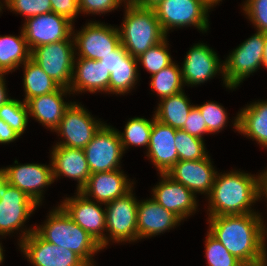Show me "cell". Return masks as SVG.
Wrapping results in <instances>:
<instances>
[{
	"instance_id": "6da1fadb",
	"label": "cell",
	"mask_w": 267,
	"mask_h": 266,
	"mask_svg": "<svg viewBox=\"0 0 267 266\" xmlns=\"http://www.w3.org/2000/svg\"><path fill=\"white\" fill-rule=\"evenodd\" d=\"M262 217L260 213L208 216V230L245 266H259L267 246V226Z\"/></svg>"
},
{
	"instance_id": "7a4b0ae2",
	"label": "cell",
	"mask_w": 267,
	"mask_h": 266,
	"mask_svg": "<svg viewBox=\"0 0 267 266\" xmlns=\"http://www.w3.org/2000/svg\"><path fill=\"white\" fill-rule=\"evenodd\" d=\"M263 198L262 172L258 175L240 172L218 173L208 197L209 216L259 213L252 205Z\"/></svg>"
},
{
	"instance_id": "3957f363",
	"label": "cell",
	"mask_w": 267,
	"mask_h": 266,
	"mask_svg": "<svg viewBox=\"0 0 267 266\" xmlns=\"http://www.w3.org/2000/svg\"><path fill=\"white\" fill-rule=\"evenodd\" d=\"M34 231L47 242L75 252L89 266H95L92 257L102 250L100 244L76 224L59 204Z\"/></svg>"
},
{
	"instance_id": "277c9868",
	"label": "cell",
	"mask_w": 267,
	"mask_h": 266,
	"mask_svg": "<svg viewBox=\"0 0 267 266\" xmlns=\"http://www.w3.org/2000/svg\"><path fill=\"white\" fill-rule=\"evenodd\" d=\"M123 23L118 28L121 44L137 58L150 47L168 37L152 8L125 5Z\"/></svg>"
},
{
	"instance_id": "5b68a950",
	"label": "cell",
	"mask_w": 267,
	"mask_h": 266,
	"mask_svg": "<svg viewBox=\"0 0 267 266\" xmlns=\"http://www.w3.org/2000/svg\"><path fill=\"white\" fill-rule=\"evenodd\" d=\"M214 6L208 0H162L152 9L166 35L171 29L194 26L205 33L209 12Z\"/></svg>"
},
{
	"instance_id": "8992f818",
	"label": "cell",
	"mask_w": 267,
	"mask_h": 266,
	"mask_svg": "<svg viewBox=\"0 0 267 266\" xmlns=\"http://www.w3.org/2000/svg\"><path fill=\"white\" fill-rule=\"evenodd\" d=\"M266 34L256 30L236 49L234 48L224 63V79L228 87L236 88L260 69L264 64Z\"/></svg>"
},
{
	"instance_id": "52a82bcc",
	"label": "cell",
	"mask_w": 267,
	"mask_h": 266,
	"mask_svg": "<svg viewBox=\"0 0 267 266\" xmlns=\"http://www.w3.org/2000/svg\"><path fill=\"white\" fill-rule=\"evenodd\" d=\"M72 38V39H71ZM75 56L74 39L40 45L31 51V59L60 87L69 89Z\"/></svg>"
},
{
	"instance_id": "ba28073f",
	"label": "cell",
	"mask_w": 267,
	"mask_h": 266,
	"mask_svg": "<svg viewBox=\"0 0 267 266\" xmlns=\"http://www.w3.org/2000/svg\"><path fill=\"white\" fill-rule=\"evenodd\" d=\"M134 188L126 195L116 198L105 206L106 248L109 242L124 243L138 240L137 207L138 200L133 194Z\"/></svg>"
},
{
	"instance_id": "9c48e42d",
	"label": "cell",
	"mask_w": 267,
	"mask_h": 266,
	"mask_svg": "<svg viewBox=\"0 0 267 266\" xmlns=\"http://www.w3.org/2000/svg\"><path fill=\"white\" fill-rule=\"evenodd\" d=\"M103 125L104 122L91 116L84 105L73 101L53 131L61 135L62 140L55 145L84 149Z\"/></svg>"
},
{
	"instance_id": "30bf717a",
	"label": "cell",
	"mask_w": 267,
	"mask_h": 266,
	"mask_svg": "<svg viewBox=\"0 0 267 266\" xmlns=\"http://www.w3.org/2000/svg\"><path fill=\"white\" fill-rule=\"evenodd\" d=\"M72 29L75 45V54L80 58L100 60L113 52L120 44L118 27L90 21L81 28V31ZM78 51V52H77Z\"/></svg>"
},
{
	"instance_id": "8fae6325",
	"label": "cell",
	"mask_w": 267,
	"mask_h": 266,
	"mask_svg": "<svg viewBox=\"0 0 267 266\" xmlns=\"http://www.w3.org/2000/svg\"><path fill=\"white\" fill-rule=\"evenodd\" d=\"M39 205L26 193L15 186L9 185L6 194L0 199V236L4 238L15 231H21L19 243L35 229L26 227V221ZM20 229V230H19Z\"/></svg>"
},
{
	"instance_id": "7c38bea8",
	"label": "cell",
	"mask_w": 267,
	"mask_h": 266,
	"mask_svg": "<svg viewBox=\"0 0 267 266\" xmlns=\"http://www.w3.org/2000/svg\"><path fill=\"white\" fill-rule=\"evenodd\" d=\"M91 173L121 169L122 149L118 129L104 124L83 149Z\"/></svg>"
},
{
	"instance_id": "4fadbf2b",
	"label": "cell",
	"mask_w": 267,
	"mask_h": 266,
	"mask_svg": "<svg viewBox=\"0 0 267 266\" xmlns=\"http://www.w3.org/2000/svg\"><path fill=\"white\" fill-rule=\"evenodd\" d=\"M66 214L85 230L101 248L106 247V216L102 204L88 199L81 192L66 197L59 205Z\"/></svg>"
},
{
	"instance_id": "5bb4252c",
	"label": "cell",
	"mask_w": 267,
	"mask_h": 266,
	"mask_svg": "<svg viewBox=\"0 0 267 266\" xmlns=\"http://www.w3.org/2000/svg\"><path fill=\"white\" fill-rule=\"evenodd\" d=\"M180 68L185 86L201 85L221 73L224 87L230 90L236 89L228 87L223 76L224 63L206 43L200 42L189 48Z\"/></svg>"
},
{
	"instance_id": "9a60e30c",
	"label": "cell",
	"mask_w": 267,
	"mask_h": 266,
	"mask_svg": "<svg viewBox=\"0 0 267 266\" xmlns=\"http://www.w3.org/2000/svg\"><path fill=\"white\" fill-rule=\"evenodd\" d=\"M24 21L21 28L30 51L40 45L67 40L72 35L74 25L67 17L54 12L36 15Z\"/></svg>"
},
{
	"instance_id": "2e32d148",
	"label": "cell",
	"mask_w": 267,
	"mask_h": 266,
	"mask_svg": "<svg viewBox=\"0 0 267 266\" xmlns=\"http://www.w3.org/2000/svg\"><path fill=\"white\" fill-rule=\"evenodd\" d=\"M18 245L33 266H89L75 252L47 242L35 231Z\"/></svg>"
},
{
	"instance_id": "e0dca14e",
	"label": "cell",
	"mask_w": 267,
	"mask_h": 266,
	"mask_svg": "<svg viewBox=\"0 0 267 266\" xmlns=\"http://www.w3.org/2000/svg\"><path fill=\"white\" fill-rule=\"evenodd\" d=\"M14 163L17 165L0 168L7 176L9 184L26 193L41 206L43 189L54 183L52 164H20L17 160Z\"/></svg>"
},
{
	"instance_id": "ac0fdd59",
	"label": "cell",
	"mask_w": 267,
	"mask_h": 266,
	"mask_svg": "<svg viewBox=\"0 0 267 266\" xmlns=\"http://www.w3.org/2000/svg\"><path fill=\"white\" fill-rule=\"evenodd\" d=\"M160 182L152 188V199L175 214L181 221L197 211V196L166 173H160Z\"/></svg>"
},
{
	"instance_id": "d6986e66",
	"label": "cell",
	"mask_w": 267,
	"mask_h": 266,
	"mask_svg": "<svg viewBox=\"0 0 267 266\" xmlns=\"http://www.w3.org/2000/svg\"><path fill=\"white\" fill-rule=\"evenodd\" d=\"M211 160L209 155L200 160H179L166 174L183 184L195 195L198 193L208 197L218 172L214 169Z\"/></svg>"
},
{
	"instance_id": "ffe728a7",
	"label": "cell",
	"mask_w": 267,
	"mask_h": 266,
	"mask_svg": "<svg viewBox=\"0 0 267 266\" xmlns=\"http://www.w3.org/2000/svg\"><path fill=\"white\" fill-rule=\"evenodd\" d=\"M134 181L127 178L122 169L91 173L85 186L79 191L88 199L106 205L133 189ZM95 199V200H94Z\"/></svg>"
},
{
	"instance_id": "44dd1931",
	"label": "cell",
	"mask_w": 267,
	"mask_h": 266,
	"mask_svg": "<svg viewBox=\"0 0 267 266\" xmlns=\"http://www.w3.org/2000/svg\"><path fill=\"white\" fill-rule=\"evenodd\" d=\"M50 155L54 181L61 176L77 180L79 192L91 175L84 150L54 145Z\"/></svg>"
},
{
	"instance_id": "7402d4cb",
	"label": "cell",
	"mask_w": 267,
	"mask_h": 266,
	"mask_svg": "<svg viewBox=\"0 0 267 266\" xmlns=\"http://www.w3.org/2000/svg\"><path fill=\"white\" fill-rule=\"evenodd\" d=\"M175 128L153 119L151 136L146 156L151 160L157 171L167 173L178 162V153L175 147Z\"/></svg>"
},
{
	"instance_id": "603a6c76",
	"label": "cell",
	"mask_w": 267,
	"mask_h": 266,
	"mask_svg": "<svg viewBox=\"0 0 267 266\" xmlns=\"http://www.w3.org/2000/svg\"><path fill=\"white\" fill-rule=\"evenodd\" d=\"M181 220L172 212L165 209L154 199L138 201L137 230L138 240L163 234L181 225Z\"/></svg>"
},
{
	"instance_id": "cb8c5ba5",
	"label": "cell",
	"mask_w": 267,
	"mask_h": 266,
	"mask_svg": "<svg viewBox=\"0 0 267 266\" xmlns=\"http://www.w3.org/2000/svg\"><path fill=\"white\" fill-rule=\"evenodd\" d=\"M109 79L110 72L99 60L75 56L69 90L72 94H82L87 91L93 94L96 92L109 94Z\"/></svg>"
},
{
	"instance_id": "d4e9b609",
	"label": "cell",
	"mask_w": 267,
	"mask_h": 266,
	"mask_svg": "<svg viewBox=\"0 0 267 266\" xmlns=\"http://www.w3.org/2000/svg\"><path fill=\"white\" fill-rule=\"evenodd\" d=\"M67 94L72 93L67 88L59 87L52 93L29 99L26 102L29 117H33L53 132L61 122L64 112L72 103V101H69V103L64 100Z\"/></svg>"
},
{
	"instance_id": "484cf974",
	"label": "cell",
	"mask_w": 267,
	"mask_h": 266,
	"mask_svg": "<svg viewBox=\"0 0 267 266\" xmlns=\"http://www.w3.org/2000/svg\"><path fill=\"white\" fill-rule=\"evenodd\" d=\"M232 124L236 131L267 149V100L246 105L237 113Z\"/></svg>"
},
{
	"instance_id": "4316f807",
	"label": "cell",
	"mask_w": 267,
	"mask_h": 266,
	"mask_svg": "<svg viewBox=\"0 0 267 266\" xmlns=\"http://www.w3.org/2000/svg\"><path fill=\"white\" fill-rule=\"evenodd\" d=\"M30 58L31 51L22 29L20 36L0 35V73H12Z\"/></svg>"
},
{
	"instance_id": "83f0119b",
	"label": "cell",
	"mask_w": 267,
	"mask_h": 266,
	"mask_svg": "<svg viewBox=\"0 0 267 266\" xmlns=\"http://www.w3.org/2000/svg\"><path fill=\"white\" fill-rule=\"evenodd\" d=\"M182 91L178 94L160 99L154 112L155 119L175 129H182L194 105Z\"/></svg>"
},
{
	"instance_id": "f1b7e54d",
	"label": "cell",
	"mask_w": 267,
	"mask_h": 266,
	"mask_svg": "<svg viewBox=\"0 0 267 266\" xmlns=\"http://www.w3.org/2000/svg\"><path fill=\"white\" fill-rule=\"evenodd\" d=\"M23 69L25 103L33 97L52 93L60 87L31 58L23 64Z\"/></svg>"
},
{
	"instance_id": "f546056e",
	"label": "cell",
	"mask_w": 267,
	"mask_h": 266,
	"mask_svg": "<svg viewBox=\"0 0 267 266\" xmlns=\"http://www.w3.org/2000/svg\"><path fill=\"white\" fill-rule=\"evenodd\" d=\"M151 91L156 92L159 99L169 97L184 91V82L182 79L181 68L175 61L160 70L158 73L150 76Z\"/></svg>"
},
{
	"instance_id": "4dcf8cb0",
	"label": "cell",
	"mask_w": 267,
	"mask_h": 266,
	"mask_svg": "<svg viewBox=\"0 0 267 266\" xmlns=\"http://www.w3.org/2000/svg\"><path fill=\"white\" fill-rule=\"evenodd\" d=\"M153 119H155L154 114L152 120L134 117L127 121L122 133L118 130L124 153L130 145L132 147L145 146L148 149Z\"/></svg>"
},
{
	"instance_id": "1f68e13d",
	"label": "cell",
	"mask_w": 267,
	"mask_h": 266,
	"mask_svg": "<svg viewBox=\"0 0 267 266\" xmlns=\"http://www.w3.org/2000/svg\"><path fill=\"white\" fill-rule=\"evenodd\" d=\"M175 147L178 153V161L200 160L208 156L204 139L191 136L182 129L176 130Z\"/></svg>"
},
{
	"instance_id": "d6a6232c",
	"label": "cell",
	"mask_w": 267,
	"mask_h": 266,
	"mask_svg": "<svg viewBox=\"0 0 267 266\" xmlns=\"http://www.w3.org/2000/svg\"><path fill=\"white\" fill-rule=\"evenodd\" d=\"M167 40L166 37L164 40L150 47L147 51L137 57L138 65H142L151 76L173 62L168 49L169 41Z\"/></svg>"
},
{
	"instance_id": "836d02e7",
	"label": "cell",
	"mask_w": 267,
	"mask_h": 266,
	"mask_svg": "<svg viewBox=\"0 0 267 266\" xmlns=\"http://www.w3.org/2000/svg\"><path fill=\"white\" fill-rule=\"evenodd\" d=\"M28 116V107L24 101L11 99L0 107V118L20 137L27 128Z\"/></svg>"
},
{
	"instance_id": "e575fe53",
	"label": "cell",
	"mask_w": 267,
	"mask_h": 266,
	"mask_svg": "<svg viewBox=\"0 0 267 266\" xmlns=\"http://www.w3.org/2000/svg\"><path fill=\"white\" fill-rule=\"evenodd\" d=\"M138 65H118L110 74L109 94L125 95L135 88L139 71Z\"/></svg>"
},
{
	"instance_id": "d590c367",
	"label": "cell",
	"mask_w": 267,
	"mask_h": 266,
	"mask_svg": "<svg viewBox=\"0 0 267 266\" xmlns=\"http://www.w3.org/2000/svg\"><path fill=\"white\" fill-rule=\"evenodd\" d=\"M205 257L208 266H245L208 231L205 238Z\"/></svg>"
},
{
	"instance_id": "8d00e7d4",
	"label": "cell",
	"mask_w": 267,
	"mask_h": 266,
	"mask_svg": "<svg viewBox=\"0 0 267 266\" xmlns=\"http://www.w3.org/2000/svg\"><path fill=\"white\" fill-rule=\"evenodd\" d=\"M215 101L205 102L201 105H196L199 108L207 130L210 134L220 132L228 123V113L222 105Z\"/></svg>"
},
{
	"instance_id": "74e56055",
	"label": "cell",
	"mask_w": 267,
	"mask_h": 266,
	"mask_svg": "<svg viewBox=\"0 0 267 266\" xmlns=\"http://www.w3.org/2000/svg\"><path fill=\"white\" fill-rule=\"evenodd\" d=\"M25 18L52 12L51 0H7L3 7Z\"/></svg>"
},
{
	"instance_id": "f35d334b",
	"label": "cell",
	"mask_w": 267,
	"mask_h": 266,
	"mask_svg": "<svg viewBox=\"0 0 267 266\" xmlns=\"http://www.w3.org/2000/svg\"><path fill=\"white\" fill-rule=\"evenodd\" d=\"M242 9L254 28L267 34V0H245Z\"/></svg>"
},
{
	"instance_id": "ab89813d",
	"label": "cell",
	"mask_w": 267,
	"mask_h": 266,
	"mask_svg": "<svg viewBox=\"0 0 267 266\" xmlns=\"http://www.w3.org/2000/svg\"><path fill=\"white\" fill-rule=\"evenodd\" d=\"M99 61L110 72V74L118 65H138L137 58L131 56L122 44H120L110 54L102 57Z\"/></svg>"
},
{
	"instance_id": "60d3db41",
	"label": "cell",
	"mask_w": 267,
	"mask_h": 266,
	"mask_svg": "<svg viewBox=\"0 0 267 266\" xmlns=\"http://www.w3.org/2000/svg\"><path fill=\"white\" fill-rule=\"evenodd\" d=\"M78 2L80 13L84 15L96 14L101 16V14H107L121 5L118 0H78Z\"/></svg>"
},
{
	"instance_id": "b9f144b4",
	"label": "cell",
	"mask_w": 267,
	"mask_h": 266,
	"mask_svg": "<svg viewBox=\"0 0 267 266\" xmlns=\"http://www.w3.org/2000/svg\"><path fill=\"white\" fill-rule=\"evenodd\" d=\"M204 117L202 116L199 108L194 105L187 117V120L182 128V130L188 132L191 136L197 137L199 139H204V134H209L206 124L204 122Z\"/></svg>"
},
{
	"instance_id": "7bdbcfd3",
	"label": "cell",
	"mask_w": 267,
	"mask_h": 266,
	"mask_svg": "<svg viewBox=\"0 0 267 266\" xmlns=\"http://www.w3.org/2000/svg\"><path fill=\"white\" fill-rule=\"evenodd\" d=\"M51 5L52 12L67 17L73 23L81 14L78 0H51Z\"/></svg>"
},
{
	"instance_id": "ee69618b",
	"label": "cell",
	"mask_w": 267,
	"mask_h": 266,
	"mask_svg": "<svg viewBox=\"0 0 267 266\" xmlns=\"http://www.w3.org/2000/svg\"><path fill=\"white\" fill-rule=\"evenodd\" d=\"M20 136L0 118V144H8L17 140Z\"/></svg>"
},
{
	"instance_id": "f6af8a7d",
	"label": "cell",
	"mask_w": 267,
	"mask_h": 266,
	"mask_svg": "<svg viewBox=\"0 0 267 266\" xmlns=\"http://www.w3.org/2000/svg\"><path fill=\"white\" fill-rule=\"evenodd\" d=\"M4 75H6V73H0V107L12 99L8 96Z\"/></svg>"
},
{
	"instance_id": "bcb514c9",
	"label": "cell",
	"mask_w": 267,
	"mask_h": 266,
	"mask_svg": "<svg viewBox=\"0 0 267 266\" xmlns=\"http://www.w3.org/2000/svg\"><path fill=\"white\" fill-rule=\"evenodd\" d=\"M9 185L7 176L0 169V199H2L6 194V190Z\"/></svg>"
},
{
	"instance_id": "7dc6e473",
	"label": "cell",
	"mask_w": 267,
	"mask_h": 266,
	"mask_svg": "<svg viewBox=\"0 0 267 266\" xmlns=\"http://www.w3.org/2000/svg\"><path fill=\"white\" fill-rule=\"evenodd\" d=\"M162 0H138L137 6L145 7V8H153Z\"/></svg>"
},
{
	"instance_id": "c3c4849f",
	"label": "cell",
	"mask_w": 267,
	"mask_h": 266,
	"mask_svg": "<svg viewBox=\"0 0 267 266\" xmlns=\"http://www.w3.org/2000/svg\"><path fill=\"white\" fill-rule=\"evenodd\" d=\"M262 190H263V197L267 201V169L263 170L262 172Z\"/></svg>"
},
{
	"instance_id": "681fc988",
	"label": "cell",
	"mask_w": 267,
	"mask_h": 266,
	"mask_svg": "<svg viewBox=\"0 0 267 266\" xmlns=\"http://www.w3.org/2000/svg\"><path fill=\"white\" fill-rule=\"evenodd\" d=\"M260 266H267V247H265L264 249V253L261 258Z\"/></svg>"
},
{
	"instance_id": "f907efd6",
	"label": "cell",
	"mask_w": 267,
	"mask_h": 266,
	"mask_svg": "<svg viewBox=\"0 0 267 266\" xmlns=\"http://www.w3.org/2000/svg\"><path fill=\"white\" fill-rule=\"evenodd\" d=\"M120 2V4L122 5H136L138 3V0H118Z\"/></svg>"
},
{
	"instance_id": "816d5d0a",
	"label": "cell",
	"mask_w": 267,
	"mask_h": 266,
	"mask_svg": "<svg viewBox=\"0 0 267 266\" xmlns=\"http://www.w3.org/2000/svg\"><path fill=\"white\" fill-rule=\"evenodd\" d=\"M267 68V34H266V40H265V54H264V64L263 67Z\"/></svg>"
},
{
	"instance_id": "f5cc1de1",
	"label": "cell",
	"mask_w": 267,
	"mask_h": 266,
	"mask_svg": "<svg viewBox=\"0 0 267 266\" xmlns=\"http://www.w3.org/2000/svg\"><path fill=\"white\" fill-rule=\"evenodd\" d=\"M3 251H5V250H3V246H2V243H0V265H1V263H3L4 261V254H3Z\"/></svg>"
},
{
	"instance_id": "db71d44e",
	"label": "cell",
	"mask_w": 267,
	"mask_h": 266,
	"mask_svg": "<svg viewBox=\"0 0 267 266\" xmlns=\"http://www.w3.org/2000/svg\"><path fill=\"white\" fill-rule=\"evenodd\" d=\"M213 6H216L217 4L220 3V1L222 2V0H208Z\"/></svg>"
},
{
	"instance_id": "11a10c76",
	"label": "cell",
	"mask_w": 267,
	"mask_h": 266,
	"mask_svg": "<svg viewBox=\"0 0 267 266\" xmlns=\"http://www.w3.org/2000/svg\"><path fill=\"white\" fill-rule=\"evenodd\" d=\"M7 0H3L2 2H3V4H2V2H1V0H0V6L2 7V5H4V3L6 2Z\"/></svg>"
}]
</instances>
